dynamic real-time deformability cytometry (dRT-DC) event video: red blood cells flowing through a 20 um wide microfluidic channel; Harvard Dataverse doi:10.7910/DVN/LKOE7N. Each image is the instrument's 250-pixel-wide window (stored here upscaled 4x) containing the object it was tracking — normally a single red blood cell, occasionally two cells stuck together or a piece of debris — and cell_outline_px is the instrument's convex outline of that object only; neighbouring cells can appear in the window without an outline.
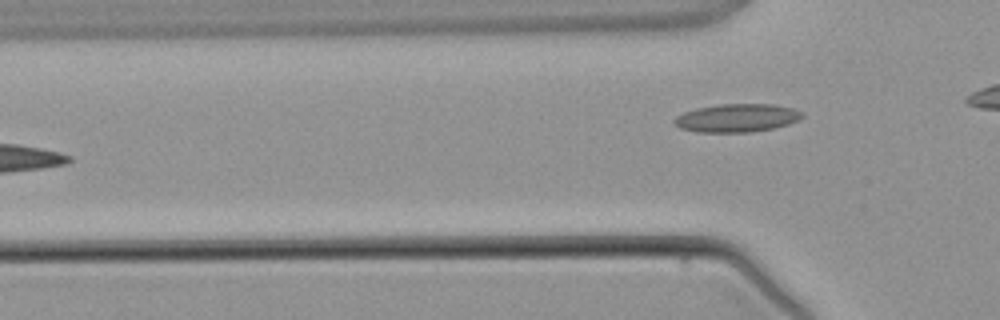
{"species": "common noctule bat (a hibernating species)", "species_latin": "Nyctalus noctula", "temperature_condition": "warm", "stored_images_in_passage": 4, "camera_frame_rate_fps": 3000, "um_per_image_px": 0.085, "animal": {"sex": "male", "body_mass_g": 21.5, "forearm_length_mm": 52.0}, "frame": {"image": 1, "passage_image": 4, "time_ms": 4.0, "image_size_px": [1000, 320], "cell_outline_px": [[804, 116], [788, 124], [776, 128], [752, 132], [696, 132], [680, 128], [672, 120], [676, 116], [684, 112], [696, 108], [720, 104], [772, 104], [792, 108], [804, 112]], "centroid_in_image_um": [62.64, 10.03], "position_along_channel_um": 63.2, "area_um2": 21.1}}